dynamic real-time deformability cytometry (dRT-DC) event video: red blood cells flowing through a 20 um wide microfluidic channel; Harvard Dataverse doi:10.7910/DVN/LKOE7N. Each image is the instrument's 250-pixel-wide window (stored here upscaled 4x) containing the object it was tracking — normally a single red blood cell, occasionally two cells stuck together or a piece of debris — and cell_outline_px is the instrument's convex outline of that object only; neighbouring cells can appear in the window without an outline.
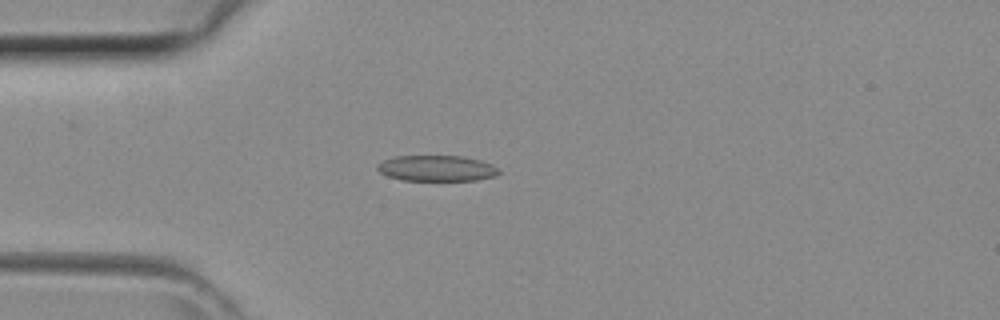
{"species": "common noctule bat (a hibernating species)", "species_latin": "Nyctalus noctula", "temperature_condition": "room temperature", "stored_images_in_passage": 20, "camera_frame_rate_fps": 3000, "um_per_image_px": 0.085, "animal": {"sex": "female", "body_mass_g": 29.2, "forearm_length_mm": 56.3}, "frame": {"image": 1, "passage_image": 11, "time_ms": 3.333, "image_size_px": [1000, 320], "cell_outline_px": [[500, 172], [496, 176], [476, 180], [404, 180], [388, 176], [380, 172], [376, 168], [376, 164], [384, 160], [396, 156], [464, 156], [480, 160], [492, 164]], "centroid_in_image_um": [37.12, 14.3], "position_along_channel_um": 47.9, "area_um2": 18.21}}
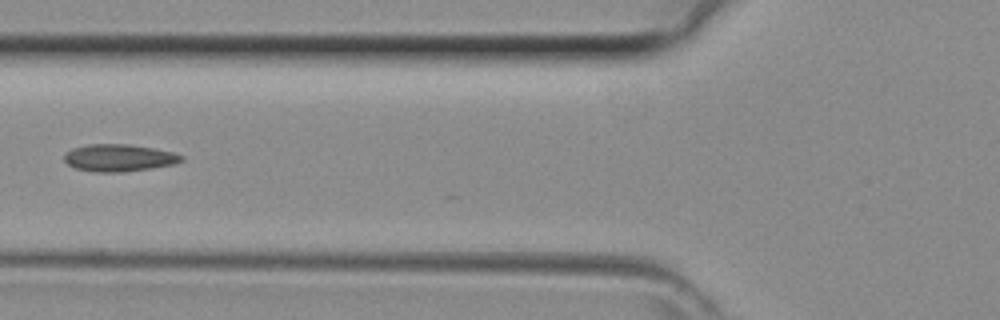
{"frame": {"image": 2, "passage_image": 16, "time_ms": 5.0, "image_size_px": [1000, 320], "cell_outline_px": [[184, 160], [176, 164], [152, 168], [124, 172], [92, 172], [76, 168], [68, 164], [64, 160], [64, 156], [72, 148], [88, 144], [128, 144], [152, 148], [172, 152], [184, 156]], "centroid_in_image_um": [10.13, 13.42], "position_along_channel_um": 115.7, "area_um2": 18.61}}
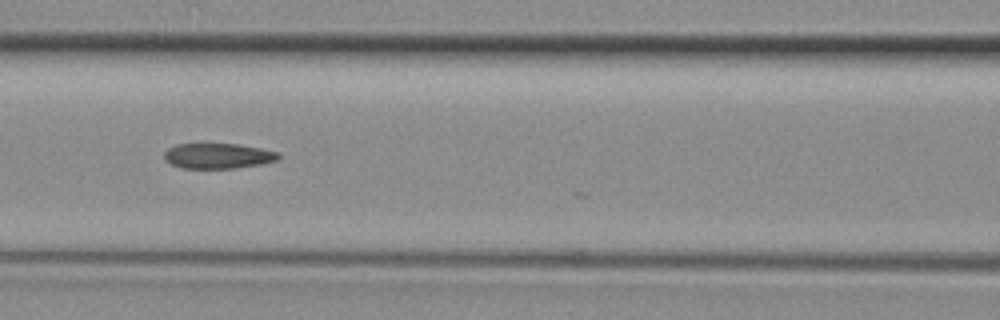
{"frame": {"image": 3, "passage_image": 18, "time_ms": 5.667, "image_size_px": [1000, 320], "cell_outline_px": [[280, 156], [276, 160], [260, 164], [236, 168], [184, 168], [172, 164], [164, 156], [164, 152], [168, 148], [176, 144], [240, 144], [260, 148], [276, 152]], "centroid_in_image_um": [18.52, 13.24], "position_along_channel_um": 148.1, "area_um2": 16.59}}